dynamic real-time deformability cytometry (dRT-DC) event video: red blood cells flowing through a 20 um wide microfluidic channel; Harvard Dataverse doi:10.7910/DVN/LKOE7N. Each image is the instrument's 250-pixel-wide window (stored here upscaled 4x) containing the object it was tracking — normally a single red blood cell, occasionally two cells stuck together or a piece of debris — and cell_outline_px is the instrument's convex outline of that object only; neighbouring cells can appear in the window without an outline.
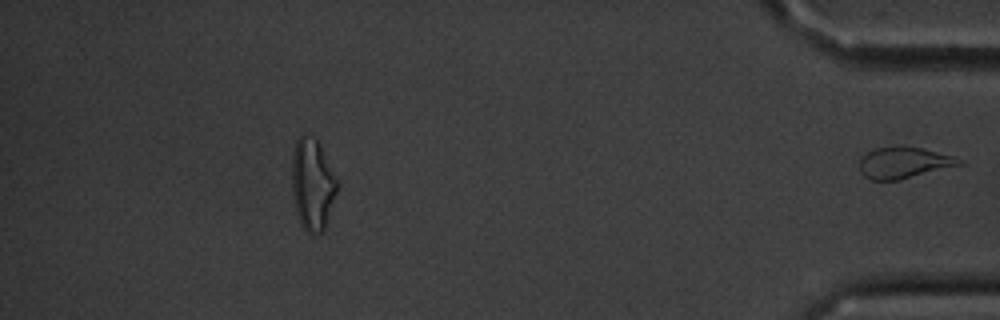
{"species": "common noctule bat (a hibernating species)", "species_latin": "Nyctalus noctula", "temperature_condition": "cold", "stored_images_in_passage": 51, "segment_of_instrument_passage": [2, 2], "camera_frame_rate_fps": 3000, "um_per_image_px": 0.085, "animal": {"sex": "male", "body_mass_g": 20.1, "forearm_length_mm": 53.5}, "frame": {"image": 1, "passage_image": 51, "time_ms": 16.667, "image_size_px": [1000, 320], "cell_outline_px": [[964, 164], [896, 180], [872, 180], [864, 176], [860, 172], [860, 160], [868, 152], [876, 148], [900, 144], [920, 148], [952, 156], [964, 160]], "centroid_in_image_um": [76.82, 13.81], "position_along_channel_um": 358.4, "area_um2": 18.09}}